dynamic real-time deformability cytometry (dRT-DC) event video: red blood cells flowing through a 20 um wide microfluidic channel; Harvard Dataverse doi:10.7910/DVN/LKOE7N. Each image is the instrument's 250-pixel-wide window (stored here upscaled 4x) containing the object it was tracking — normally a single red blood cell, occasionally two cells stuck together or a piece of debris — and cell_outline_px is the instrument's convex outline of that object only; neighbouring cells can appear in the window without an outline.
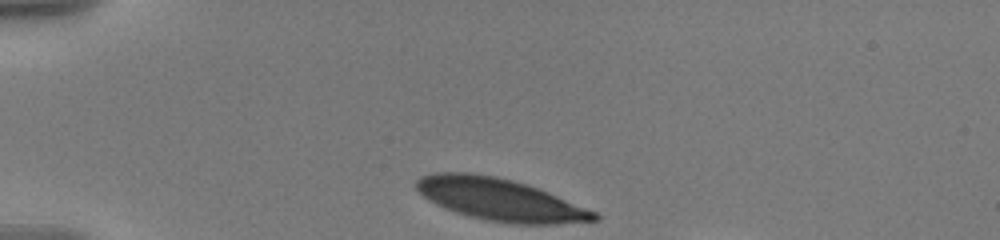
{"species": "human", "species_latin": "Homo sapiens", "temperature_condition": "warm", "stored_images_in_passage": 37, "camera_frame_rate_fps": 3000, "um_per_image_px": 0.085, "donor": {"sex": "male"}, "frame": {"image": 1, "passage_image": 1, "time_ms": 0.0, "image_size_px": [1000, 240], "cell_outline_px": [[600, 220], [556, 224], [516, 224], [488, 220], [456, 212], [436, 204], [428, 200], [416, 188], [416, 180], [420, 176], [436, 172], [472, 172], [496, 176], [512, 180], [548, 192], [596, 212], [600, 216]], "centroid_in_image_um": [42.48, 16.95], "position_along_channel_um": 42.5, "area_um2": 43.35}}
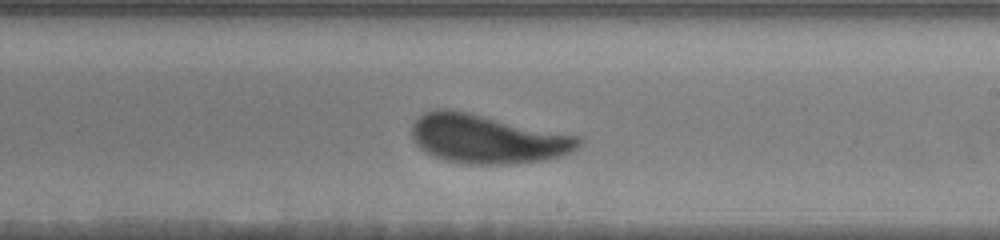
{"frame": {"image": 2, "passage_image": 22, "time_ms": 7.0, "image_size_px": [1000, 240], "cell_outline_px": [[584, 140], [576, 148], [560, 156], [540, 160], [512, 164], [472, 164], [444, 160], [420, 148], [416, 144], [412, 136], [412, 124], [424, 112], [436, 108], [452, 108], [580, 136]], "centroid_in_image_um": [41.41, 11.78], "position_along_channel_um": 247.6, "area_um2": 47.57}}
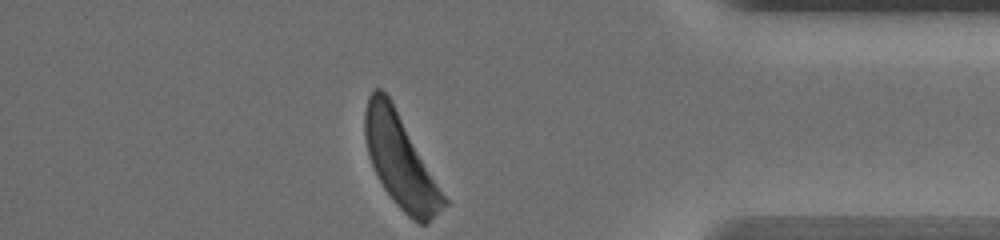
{"frame": {"image": 3, "passage_image": 37, "time_ms": 12.0, "image_size_px": [1000, 240], "cell_outline_px": [[448, 204], [428, 224], [420, 224], [412, 220], [392, 200], [384, 188], [368, 156], [364, 136], [364, 108], [368, 96], [376, 88], [380, 88], [388, 96], [448, 200]], "centroid_in_image_um": [34.02, 13.72], "position_along_channel_um": 401.2, "area_um2": 42.08}, "authors_computed_cell_mechanics": {"area_um2": 46.8758, "velocity_mm_per_s": 3.5432, "shape_relaxation_time_tau1_ms": 2.5196, "shape_relaxation_time_tau2_ms": 0.756, "deformation_change_tau1": 0.1697, "deformation_change_tau2": 0.0737}}